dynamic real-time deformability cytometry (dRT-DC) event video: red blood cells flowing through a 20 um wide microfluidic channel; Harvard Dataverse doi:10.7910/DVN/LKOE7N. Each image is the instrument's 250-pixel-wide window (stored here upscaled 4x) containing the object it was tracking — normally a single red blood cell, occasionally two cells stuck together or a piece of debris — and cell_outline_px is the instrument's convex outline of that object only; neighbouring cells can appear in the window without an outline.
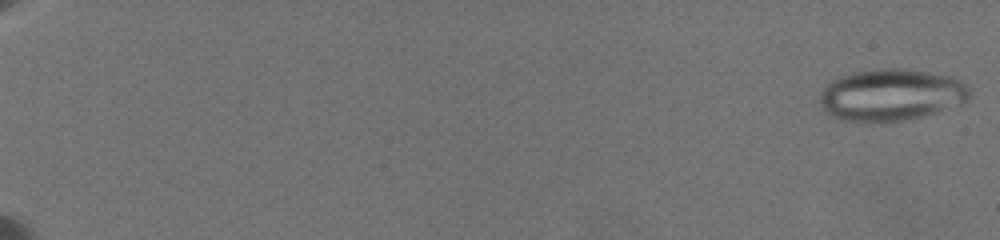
{"species": "common noctule bat (a hibernating species)", "species_latin": "Nyctalus noctula", "temperature_condition": "warm", "stored_images_in_passage": 35, "camera_frame_rate_fps": 3000, "um_per_image_px": 0.085, "animal": {"sex": "female", "body_mass_g": 19.5, "forearm_length_mm": 54.1}, "frame": {"image": 1, "passage_image": 1, "time_ms": 0.0, "image_size_px": [1000, 240], "cell_outline_px": [[968, 100], [964, 104], [936, 112], [904, 120], [852, 120], [836, 116], [828, 112], [820, 104], [820, 92], [832, 80], [852, 72], [876, 68], [904, 68], [928, 72], [948, 76], [960, 80], [968, 88]], "centroid_in_image_um": [75.78, 8.02], "position_along_channel_um": 9.2, "area_um2": 44.39}}